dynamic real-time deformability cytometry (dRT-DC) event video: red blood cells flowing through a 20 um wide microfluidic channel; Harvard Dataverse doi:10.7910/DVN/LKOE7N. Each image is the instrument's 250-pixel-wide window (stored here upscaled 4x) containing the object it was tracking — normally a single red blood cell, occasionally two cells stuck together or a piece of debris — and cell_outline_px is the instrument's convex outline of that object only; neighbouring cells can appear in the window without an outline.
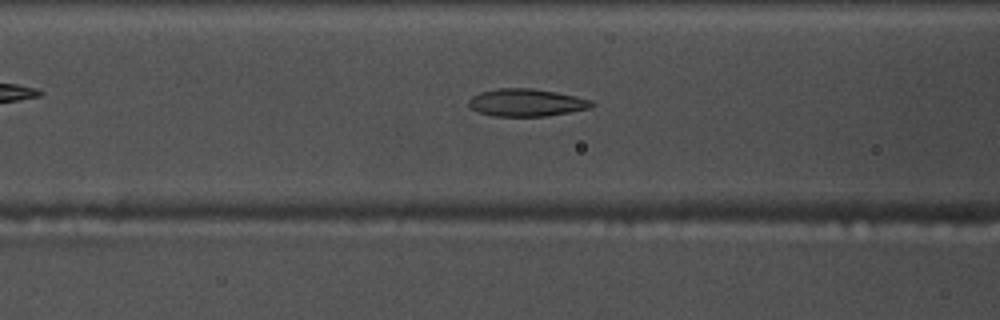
{"species": "common noctule bat (a hibernating species)", "species_latin": "Nyctalus noctula", "temperature_condition": "warm", "stored_images_in_passage": 48, "camera_frame_rate_fps": 3000, "um_per_image_px": 0.085, "animal": {"sex": "male", "body_mass_g": 17.5, "forearm_length_mm": 52.3}, "frame": {"image": 1, "passage_image": 15, "time_ms": 4.667, "image_size_px": [1000, 320], "cell_outline_px": [[596, 104], [592, 108], [548, 116], [492, 116], [476, 112], [468, 104], [468, 100], [472, 96], [480, 92], [500, 88], [532, 88], [556, 92], [592, 100]], "centroid_in_image_um": [44.75, 8.73], "position_along_channel_um": 121.8, "area_um2": 19.88}}
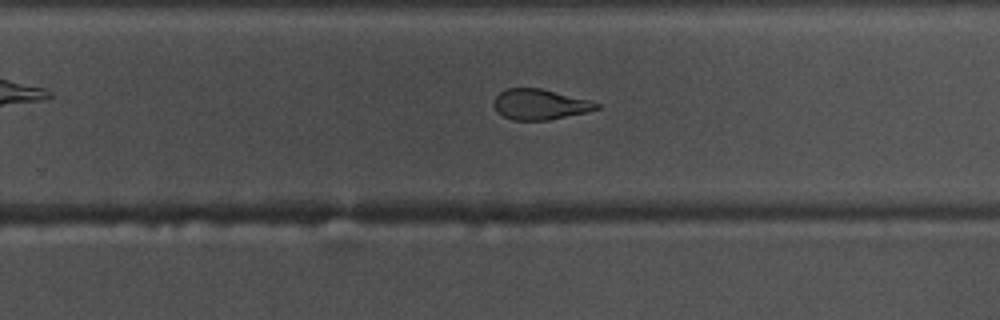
{"frame": {"image": 2, "passage_image": 28, "time_ms": 9.0, "image_size_px": [1000, 320], "cell_outline_px": [[604, 104], [600, 108], [588, 112], [548, 120], [512, 120], [496, 112], [492, 104], [496, 96], [500, 92], [508, 88], [540, 88]], "centroid_in_image_um": [45.89, 8.88], "position_along_channel_um": 283.9, "area_um2": 18.32}}
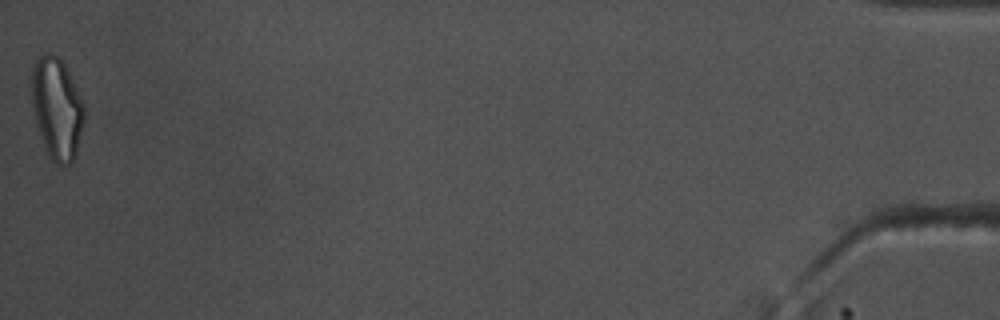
{"frame": {"image": 3, "passage_image": 48, "time_ms": 15.667, "image_size_px": [1000, 320], "cell_outline_px": [[84, 120], [76, 152], [72, 160], [68, 164], [56, 164], [52, 160], [44, 144], [32, 108], [32, 68], [36, 60], [44, 52], [52, 52], [64, 64], [84, 104]], "centroid_in_image_um": [4.83, 9.17], "position_along_channel_um": 430.4, "area_um2": 30.4}, "authors_computed_cell_mechanics": {"area_um2": 20.2011, "velocity_mm_per_s": 3.7458, "shape_relaxation_time_tau1_ms": 10.8452, "shape_relaxation_time_tau2_ms": 1.9252, "deformation_change_tau1": 0.2836, "deformation_change_tau2": 0.1016}}